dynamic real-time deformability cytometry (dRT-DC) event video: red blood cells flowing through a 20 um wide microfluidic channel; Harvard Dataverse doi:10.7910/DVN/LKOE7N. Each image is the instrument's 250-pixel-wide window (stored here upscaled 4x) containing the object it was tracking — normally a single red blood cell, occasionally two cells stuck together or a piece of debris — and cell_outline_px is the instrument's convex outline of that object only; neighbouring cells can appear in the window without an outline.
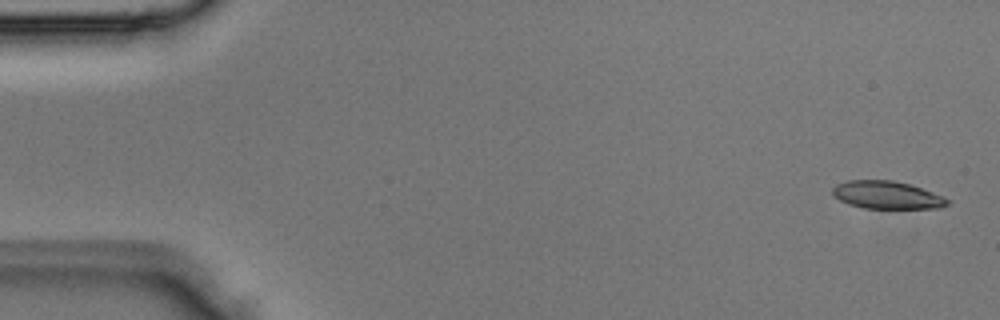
{"species": "Egyptian fruit bat (a non-hibernating species)", "species_latin": "Rousettus aegyptiacus", "temperature_condition": "room temperature", "stored_images_in_passage": 4, "camera_frame_rate_fps": 3000, "um_per_image_px": 0.085, "animal": {"sex": "male"}, "frame": {"image": 1, "passage_image": 1, "time_ms": 0.0, "image_size_px": [1000, 320], "cell_outline_px": [[952, 200], [948, 204], [940, 208], [864, 208], [848, 204], [832, 196], [832, 188], [836, 184], [848, 180], [892, 180], [908, 184], [944, 196]], "centroid_in_image_um": [75.37, 16.58], "position_along_channel_um": 9.6, "area_um2": 18.61}}